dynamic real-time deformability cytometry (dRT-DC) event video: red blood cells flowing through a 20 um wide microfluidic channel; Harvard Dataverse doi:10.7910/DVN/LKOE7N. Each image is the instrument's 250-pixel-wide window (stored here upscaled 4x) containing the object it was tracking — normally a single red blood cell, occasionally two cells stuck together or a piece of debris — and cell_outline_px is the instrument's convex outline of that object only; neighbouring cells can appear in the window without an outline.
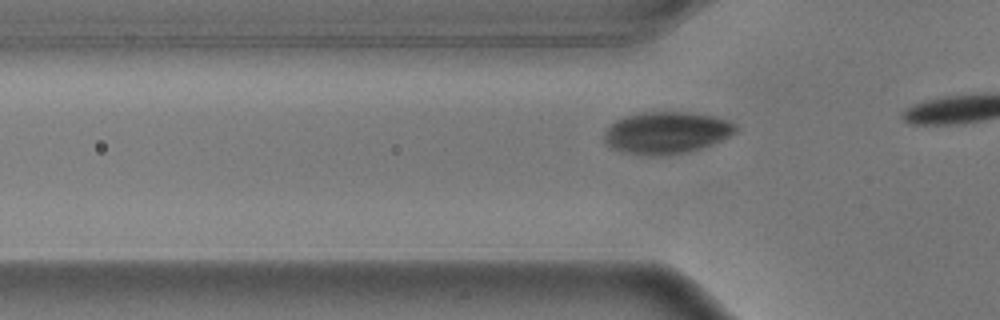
{"species": "common noctule bat (a hibernating species)", "species_latin": "Nyctalus noctula", "temperature_condition": "warm", "stored_images_in_passage": 8, "camera_frame_rate_fps": 3000, "um_per_image_px": 0.085, "animal": {"sex": "male", "body_mass_g": 17.9}, "frame": {"image": 1, "passage_image": 2, "time_ms": 0.333, "image_size_px": [1000, 320], "cell_outline_px": [[736, 132], [712, 144], [688, 152], [628, 152], [612, 148], [604, 140], [604, 132], [608, 124], [624, 116], [636, 112], [692, 112], [716, 116], [732, 120], [736, 124]], "centroid_in_image_um": [56.68, 11.2], "position_along_channel_um": 69.1, "area_um2": 31.44}}